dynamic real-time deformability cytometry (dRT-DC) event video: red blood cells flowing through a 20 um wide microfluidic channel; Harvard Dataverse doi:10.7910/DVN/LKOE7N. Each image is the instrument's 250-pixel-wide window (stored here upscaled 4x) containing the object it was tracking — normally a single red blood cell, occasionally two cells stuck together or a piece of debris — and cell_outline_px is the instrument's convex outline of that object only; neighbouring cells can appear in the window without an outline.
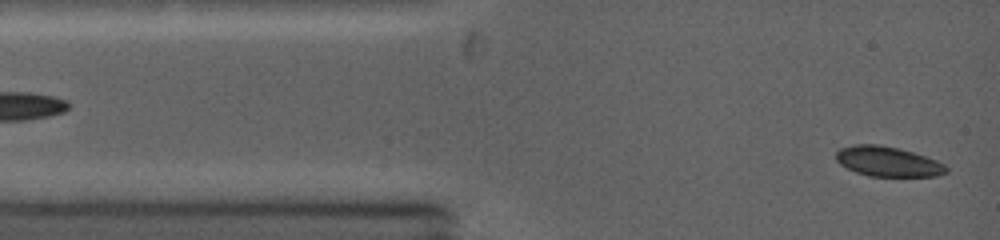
{"species": "common noctule bat (a hibernating species)", "species_latin": "Nyctalus noctula", "temperature_condition": "warm", "stored_images_in_passage": 9, "camera_frame_rate_fps": 5000, "um_per_image_px": 0.085, "animal": {"sex": "female", "body_mass_g": 19.0, "forearm_length_mm": 53.3}, "frame": {"image": 1, "passage_image": 1, "time_ms": 0.0, "image_size_px": [1000, 240], "cell_outline_px": [[948, 172], [936, 176], [868, 176], [856, 172], [840, 164], [836, 160], [836, 152], [840, 148], [852, 144], [876, 144], [896, 148], [912, 152], [936, 160], [944, 164], [948, 168]], "centroid_in_image_um": [75.45, 13.73], "position_along_channel_um": 9.6, "area_um2": 19.13}}
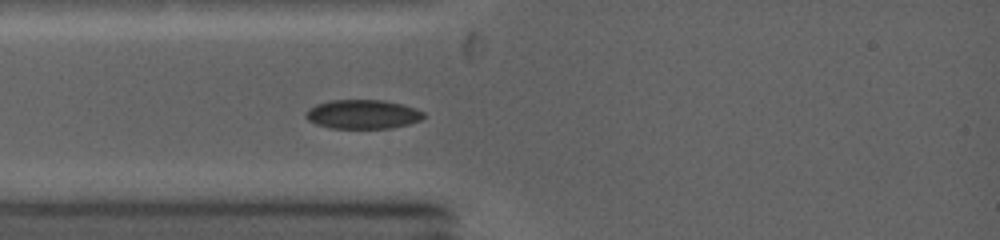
{"frame": {"image": 2, "passage_image": 9, "time_ms": 2.2, "image_size_px": [1000, 240], "cell_outline_px": [[424, 116], [420, 120], [408, 124], [392, 128], [328, 128], [316, 124], [308, 120], [304, 116], [304, 112], [308, 108], [316, 104], [328, 100], [384, 100], [400, 104], [424, 112]], "centroid_in_image_um": [30.76, 9.71], "position_along_channel_um": 54.2, "area_um2": 20.0}}